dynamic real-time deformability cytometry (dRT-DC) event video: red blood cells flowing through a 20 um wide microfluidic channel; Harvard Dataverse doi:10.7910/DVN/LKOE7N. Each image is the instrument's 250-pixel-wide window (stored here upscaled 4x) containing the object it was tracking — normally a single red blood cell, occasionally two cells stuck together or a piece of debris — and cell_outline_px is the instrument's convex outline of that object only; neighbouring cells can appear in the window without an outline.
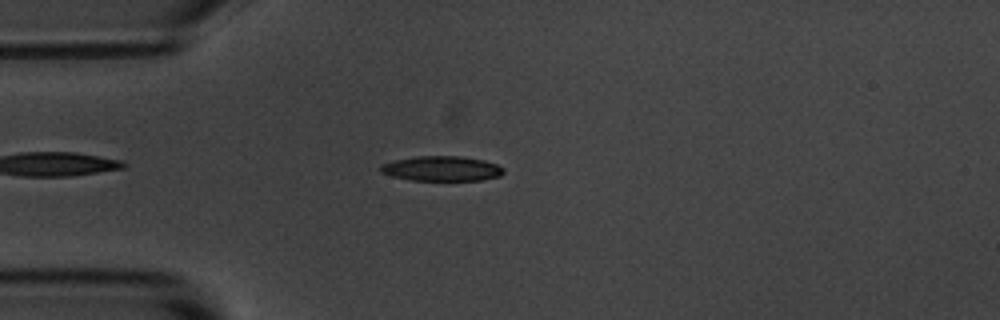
{"species": "common noctule bat (a hibernating species)", "species_latin": "Nyctalus noctula", "temperature_condition": "room temperature", "stored_images_in_passage": 3, "camera_frame_rate_fps": 3000, "um_per_image_px": 0.085, "animal": {"sex": "male", "body_mass_g": 20.1, "forearm_length_mm": 53.5}, "frame": {"image": 1, "passage_image": 3, "time_ms": 2.333, "image_size_px": [1000, 320], "cell_outline_px": [[504, 172], [500, 176], [484, 180], [408, 180], [392, 176], [380, 172], [380, 164], [396, 160], [416, 156], [460, 156], [484, 160], [496, 164], [504, 168]], "centroid_in_image_um": [37.55, 14.33], "position_along_channel_um": 47.4, "area_um2": 17.92}}